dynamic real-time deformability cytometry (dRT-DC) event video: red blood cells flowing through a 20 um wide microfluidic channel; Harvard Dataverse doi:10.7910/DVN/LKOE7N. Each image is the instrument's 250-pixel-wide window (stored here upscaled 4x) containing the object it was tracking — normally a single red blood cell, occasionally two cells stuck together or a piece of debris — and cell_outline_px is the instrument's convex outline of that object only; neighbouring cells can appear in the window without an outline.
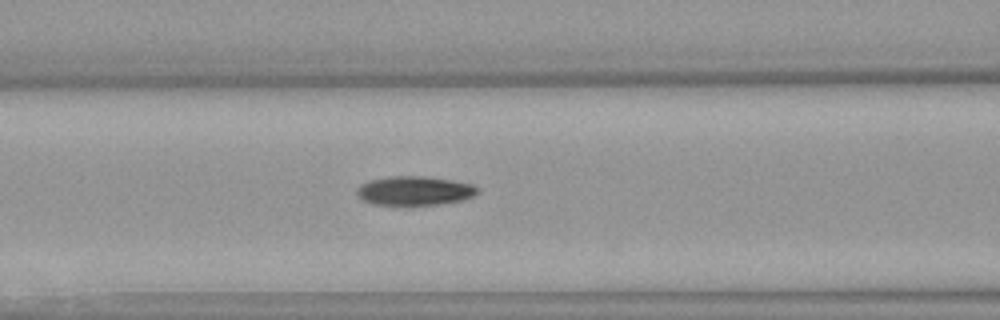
{"species": "Egyptian fruit bat (a non-hibernating species)", "species_latin": "Rousettus aegyptiacus", "temperature_condition": "warm", "stored_images_in_passage": 52, "camera_frame_rate_fps": 3000, "um_per_image_px": 0.085, "animal": {"sex": "female"}, "frame": {"image": 1, "passage_image": 22, "time_ms": 7.0, "image_size_px": [1000, 320], "cell_outline_px": [[480, 192], [464, 200], [440, 204], [372, 204], [364, 200], [356, 192], [356, 188], [360, 184], [368, 180], [392, 176], [424, 176], [472, 184], [480, 188]], "centroid_in_image_um": [35.25, 16.2], "position_along_channel_um": 131.4, "area_um2": 20.29}}
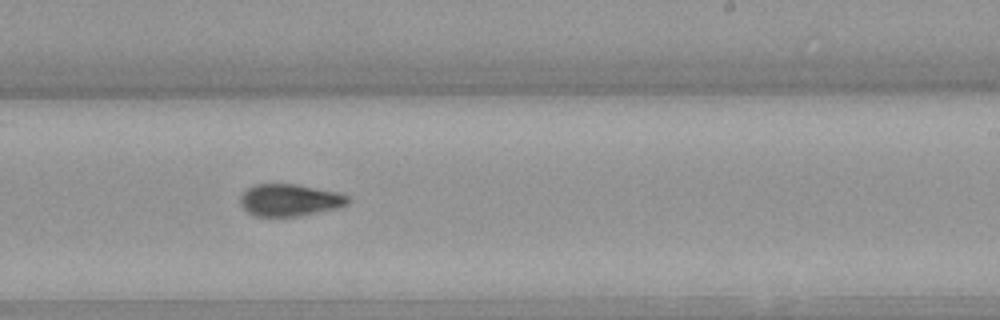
{"frame": {"image": 2, "passage_image": 32, "time_ms": 10.333, "image_size_px": [1000, 320], "cell_outline_px": [[352, 200], [348, 204], [336, 208], [300, 216], [256, 216], [248, 212], [240, 204], [240, 196], [248, 188], [256, 184], [296, 184], [340, 192], [348, 196]], "centroid_in_image_um": [24.66, 17.0], "position_along_channel_um": 264.3, "area_um2": 20.17}}
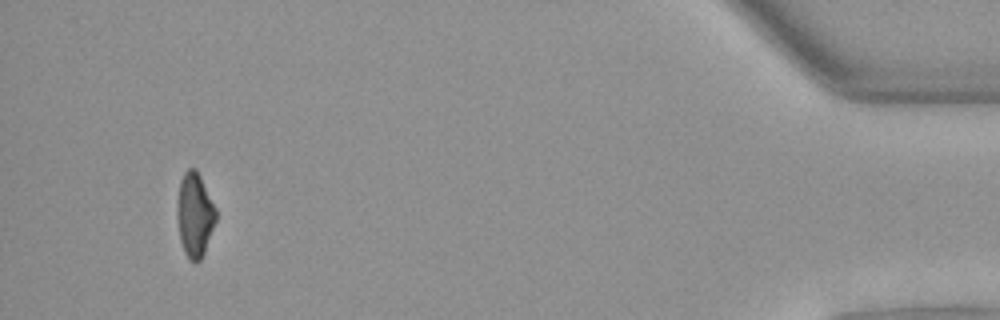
{"frame": {"image": 3, "passage_image": 49, "time_ms": 16.0, "image_size_px": [1000, 320], "cell_outline_px": [[216, 220], [204, 252], [200, 260], [196, 264], [188, 260], [184, 252], [180, 240], [176, 216], [176, 204], [180, 180], [184, 172], [188, 168], [196, 168], [216, 208]], "centroid_in_image_um": [16.52, 18.27], "position_along_channel_um": 418.7, "area_um2": 19.25}, "authors_computed_cell_mechanics": {"area_um2": 19.7965, "velocity_mm_per_s": 4.0084, "shape_relaxation_time_tau1_ms": null, "shape_relaxation_time_tau2_ms": 7.6154, "deformation_change_tau1": null, "deformation_change_tau2": 0.1463}}